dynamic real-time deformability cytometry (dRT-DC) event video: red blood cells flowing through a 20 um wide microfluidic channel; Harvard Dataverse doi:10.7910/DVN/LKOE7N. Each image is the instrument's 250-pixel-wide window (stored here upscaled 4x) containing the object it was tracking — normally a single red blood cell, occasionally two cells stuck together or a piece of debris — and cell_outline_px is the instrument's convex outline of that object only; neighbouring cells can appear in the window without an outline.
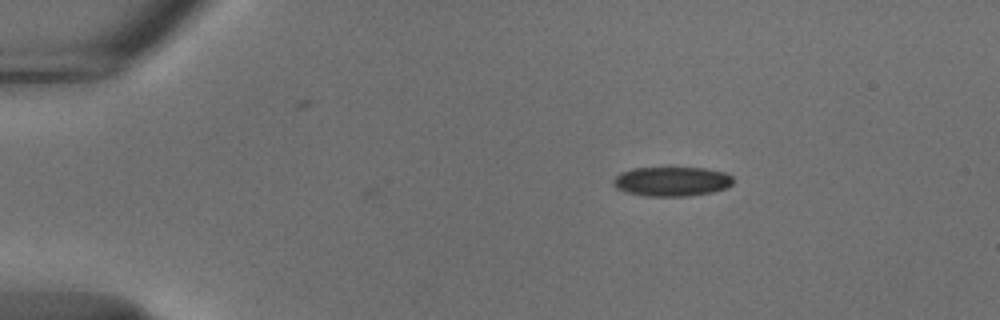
{"species": "common noctule bat (a hibernating species)", "species_latin": "Nyctalus noctula", "temperature_condition": "cold", "stored_images_in_passage": 37, "camera_frame_rate_fps": 3000, "um_per_image_px": 0.085, "animal": {"sex": "male", "body_mass_g": 18.8}, "frame": {"image": 1, "passage_image": 1, "time_ms": 0.0, "image_size_px": [1000, 320], "cell_outline_px": [[732, 184], [728, 188], [712, 192], [688, 196], [644, 196], [628, 192], [616, 188], [612, 184], [612, 180], [620, 172], [632, 168], [704, 168], [724, 172], [732, 176]], "centroid_in_image_um": [57.09, 15.42], "position_along_channel_um": 27.9, "area_um2": 20.63}}
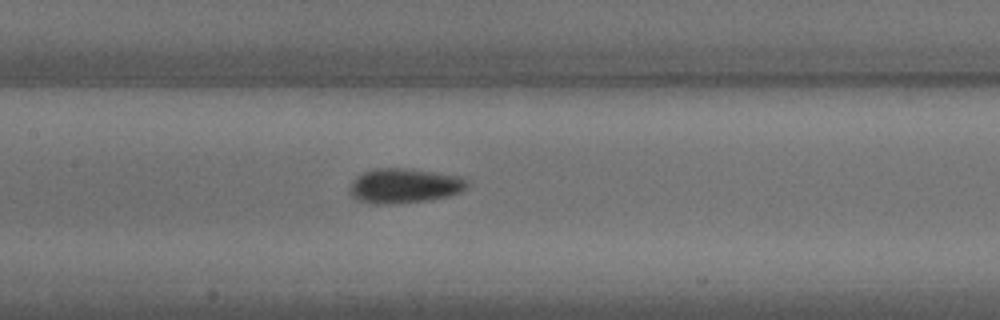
{"frame": {"image": 2, "passage_image": 18, "time_ms": 5.667, "image_size_px": [1000, 320], "cell_outline_px": [[468, 184], [460, 192], [448, 196], [428, 200], [392, 204], [376, 204], [356, 200], [348, 192], [352, 180], [356, 176], [364, 172], [376, 168], [412, 168], [464, 176], [468, 180]], "centroid_in_image_um": [34.37, 15.78], "position_along_channel_um": 173.0, "area_um2": 24.16}}
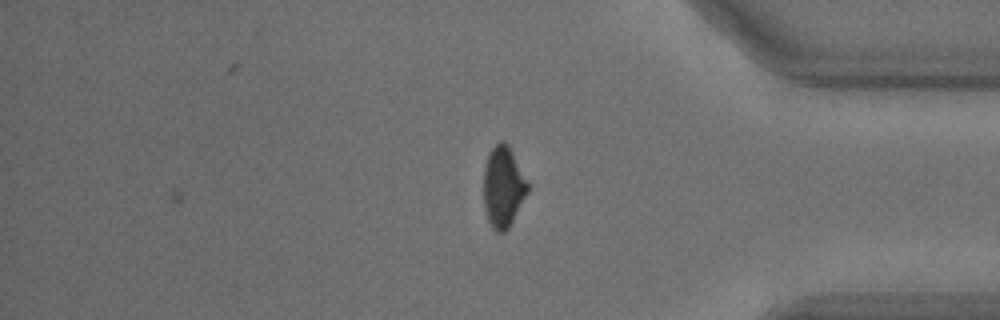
{"frame": {"image": 3, "passage_image": 37, "time_ms": 12.0, "image_size_px": [1000, 320], "cell_outline_px": [[528, 192], [508, 228], [504, 232], [496, 232], [492, 228], [488, 220], [484, 204], [484, 168], [488, 156], [492, 148], [500, 140], [504, 140], [508, 144], [528, 184]], "centroid_in_image_um": [42.76, 15.88], "position_along_channel_um": 392.4, "area_um2": 20.4}, "authors_computed_cell_mechanics": {"area_um2": 21.9062, "velocity_mm_per_s": 3.7476, "shape_relaxation_time_tau1_ms": 3.9088, "shape_relaxation_time_tau2_ms": 2.8757, "deformation_change_tau1": 0.1052, "deformation_change_tau2": 0.0596}}